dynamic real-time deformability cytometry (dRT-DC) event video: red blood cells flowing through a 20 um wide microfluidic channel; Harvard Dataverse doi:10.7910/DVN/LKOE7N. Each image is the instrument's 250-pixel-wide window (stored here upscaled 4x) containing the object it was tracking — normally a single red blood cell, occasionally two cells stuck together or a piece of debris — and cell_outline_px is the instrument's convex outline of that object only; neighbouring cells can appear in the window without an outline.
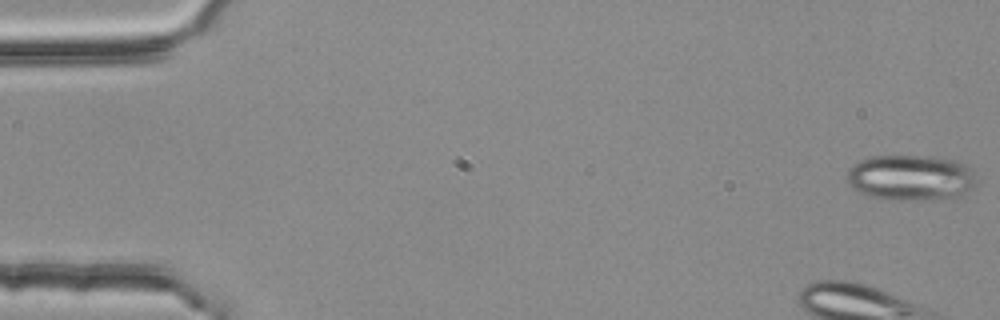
{"species": "common noctule bat (a hibernating species)", "species_latin": "Nyctalus noctula", "temperature_condition": "room temperature", "stored_images_in_passage": 5, "camera_frame_rate_fps": 3000, "um_per_image_px": 0.085, "animal": {"sex": "female", "body_mass_g": 25.1}, "frame": {"image": 1, "passage_image": 1, "time_ms": 0.0, "image_size_px": [1000, 320], "cell_outline_px": [[976, 176], [972, 188], [964, 196], [952, 200], [892, 200], [868, 196], [852, 188], [848, 180], [848, 168], [860, 160], [872, 156], [924, 156], [956, 160], [968, 164], [972, 168]], "centroid_in_image_um": [77.49, 15.13], "position_along_channel_um": 7.5, "area_um2": 35.2}}